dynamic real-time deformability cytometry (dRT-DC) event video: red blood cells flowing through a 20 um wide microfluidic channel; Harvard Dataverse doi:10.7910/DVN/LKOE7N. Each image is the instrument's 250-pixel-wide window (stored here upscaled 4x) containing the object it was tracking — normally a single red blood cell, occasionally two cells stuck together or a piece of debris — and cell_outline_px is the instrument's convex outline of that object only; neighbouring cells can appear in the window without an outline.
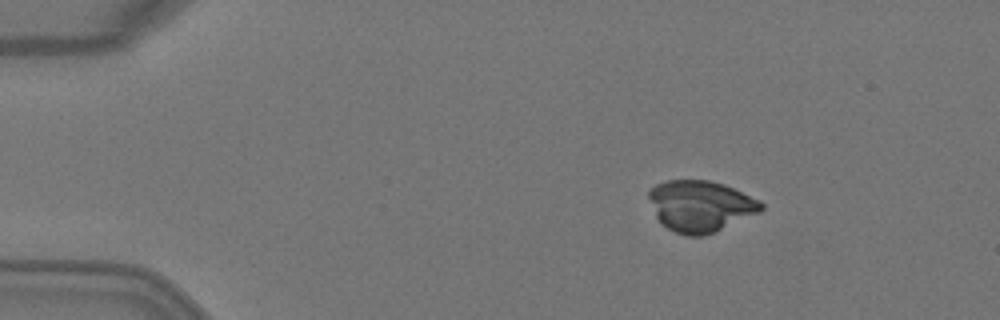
{"species": "Egyptian fruit bat (a non-hibernating species)", "species_latin": "Rousettus aegyptiacus", "temperature_condition": "warm", "stored_images_in_passage": 3, "camera_frame_rate_fps": 3000, "um_per_image_px": 0.085, "animal": {"sex": "female"}, "frame": {"image": 1, "passage_image": 1, "time_ms": 0.0, "image_size_px": [1000, 320], "cell_outline_px": [[764, 208], [760, 212], [716, 232], [704, 236], [684, 236], [660, 224], [656, 216], [648, 196], [648, 192], [656, 184], [668, 180], [708, 180], [724, 184], [760, 200], [764, 204]], "centroid_in_image_um": [59.55, 17.53], "position_along_channel_um": 25.5, "area_um2": 33.7}}